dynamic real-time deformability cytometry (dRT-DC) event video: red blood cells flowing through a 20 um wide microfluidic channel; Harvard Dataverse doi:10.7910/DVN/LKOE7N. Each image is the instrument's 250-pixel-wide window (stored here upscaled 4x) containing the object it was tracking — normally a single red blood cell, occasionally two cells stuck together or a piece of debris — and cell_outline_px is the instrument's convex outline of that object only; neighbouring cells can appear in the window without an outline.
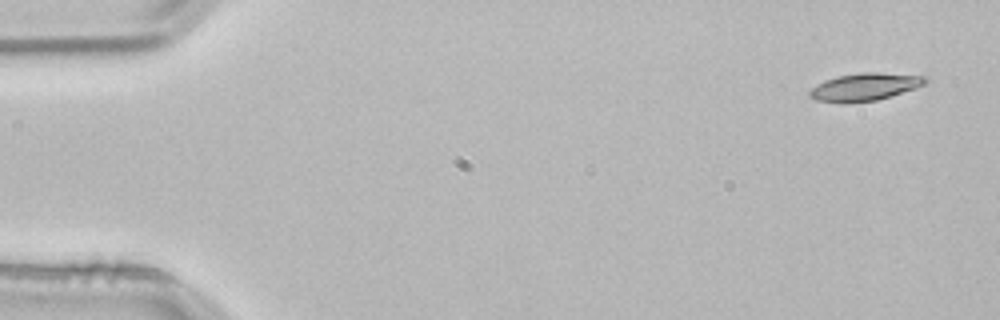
{"species": "common noctule bat (a hibernating species)", "species_latin": "Nyctalus noctula", "temperature_condition": "room temperature", "stored_images_in_passage": 4, "camera_frame_rate_fps": 3000, "um_per_image_px": 0.085, "animal": {"sex": "male", "body_mass_g": 21.5, "forearm_length_mm": 52.0}, "frame": {"image": 1, "passage_image": 1, "time_ms": 0.0, "image_size_px": [1000, 320], "cell_outline_px": [[928, 80], [924, 84], [916, 88], [876, 100], [816, 100], [808, 96], [808, 92], [812, 88], [824, 80], [840, 76], [864, 72], [880, 72], [928, 76]], "centroid_in_image_um": [73.58, 7.33], "position_along_channel_um": 11.4, "area_um2": 17.8}}
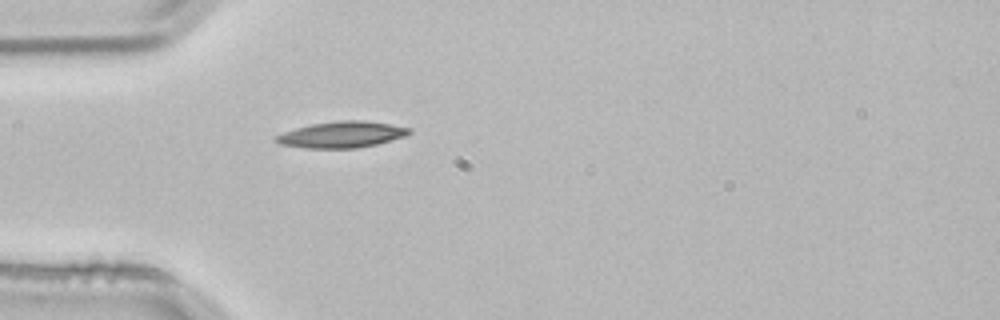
{"frame": {"image": 2, "passage_image": 4, "time_ms": 1.0, "image_size_px": [1000, 320], "cell_outline_px": [[412, 132], [404, 136], [376, 144], [356, 148], [304, 148], [280, 144], [272, 140], [272, 136], [296, 128], [312, 124], [340, 120], [364, 120], [412, 128]], "centroid_in_image_um": [29.0, 11.44], "position_along_channel_um": 56.0, "area_um2": 20.35}}